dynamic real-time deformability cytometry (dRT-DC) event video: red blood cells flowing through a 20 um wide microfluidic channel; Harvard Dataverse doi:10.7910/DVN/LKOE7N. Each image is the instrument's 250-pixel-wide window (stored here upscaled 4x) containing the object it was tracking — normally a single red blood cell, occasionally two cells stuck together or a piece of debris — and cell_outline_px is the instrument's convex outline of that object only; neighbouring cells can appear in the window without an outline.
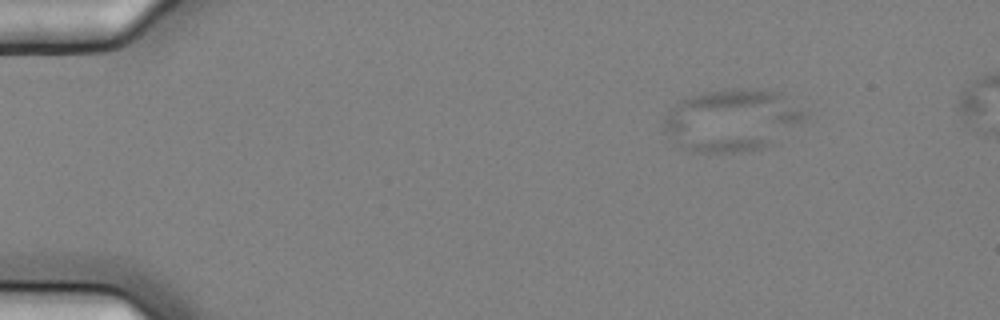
{"species": "common noctule bat (a hibernating species)", "species_latin": "Nyctalus noctula", "temperature_condition": "cold", "stored_images_in_passage": 5, "camera_frame_rate_fps": 3000, "um_per_image_px": 0.085, "animal": {"sex": "female", "body_mass_g": 25.1}, "frame": {"image": 1, "passage_image": 2, "time_ms": 0.333, "image_size_px": [1000, 320], "cell_outline_px": [[808, 120], [772, 144], [760, 148], [736, 152], [704, 152], [684, 148], [664, 132], [664, 120], [668, 112], [676, 104], [692, 96], [704, 92], [732, 88], [756, 88], [780, 92], [808, 112]], "centroid_in_image_um": [62.31, 10.19], "position_along_channel_um": 22.7, "area_um2": 51.04}}
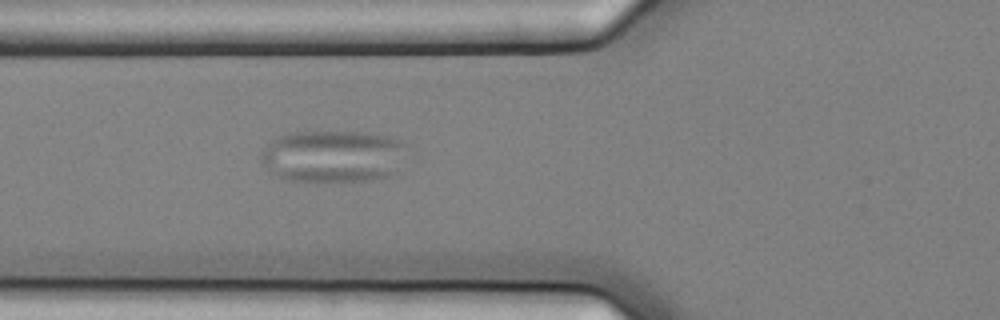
{"frame": {"image": 2, "passage_image": 5, "time_ms": 1.333, "image_size_px": [1000, 320], "cell_outline_px": [[408, 144], [396, 172], [388, 176], [372, 180], [288, 180], [276, 176], [260, 160], [260, 152], [272, 140], [280, 136], [292, 132], [364, 132], [388, 136], [404, 140]], "centroid_in_image_um": [28.34, 13.25], "position_along_channel_um": 97.5, "area_um2": 44.22}}